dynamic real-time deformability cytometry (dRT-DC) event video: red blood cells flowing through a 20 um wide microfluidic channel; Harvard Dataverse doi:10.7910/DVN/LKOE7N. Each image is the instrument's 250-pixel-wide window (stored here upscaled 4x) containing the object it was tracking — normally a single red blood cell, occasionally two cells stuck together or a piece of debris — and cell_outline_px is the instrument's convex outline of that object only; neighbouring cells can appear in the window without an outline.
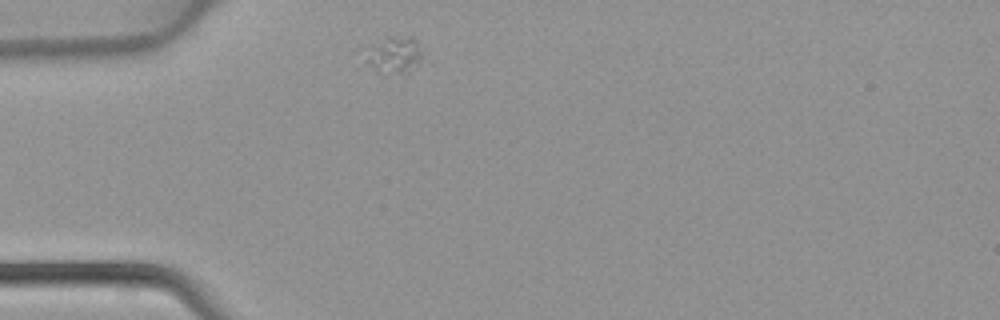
{"species": "common noctule bat (a hibernating species)", "species_latin": "Nyctalus noctula", "temperature_condition": "warm", "stored_images_in_passage": 1, "camera_frame_rate_fps": 3000, "um_per_image_px": 0.085, "animal": {"sex": "female", "body_mass_g": 22.7, "forearm_length_mm": 54.2}, "frame": {"image": 1, "passage_image": 1, "time_ms": 0.0, "image_size_px": [1000, 320], "cell_outline_px": [[424, 64], [408, 72], [384, 76], [372, 64], [380, 44], [388, 36], [412, 36], [416, 40], [424, 60]], "centroid_in_image_um": [33.83, 4.73], "position_along_channel_um": 51.2, "area_um2": 11.1}}